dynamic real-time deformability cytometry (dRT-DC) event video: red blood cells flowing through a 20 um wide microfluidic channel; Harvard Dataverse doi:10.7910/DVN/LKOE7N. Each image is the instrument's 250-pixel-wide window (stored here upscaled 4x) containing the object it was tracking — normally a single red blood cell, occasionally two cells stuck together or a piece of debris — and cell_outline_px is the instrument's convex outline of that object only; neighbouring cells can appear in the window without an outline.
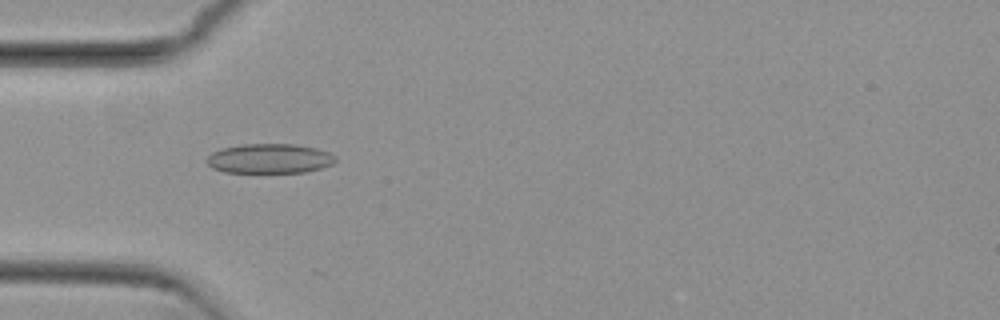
{"species": "common noctule bat (a hibernating species)", "species_latin": "Nyctalus noctula", "temperature_condition": "cold", "stored_images_in_passage": 54, "camera_frame_rate_fps": 3000, "um_per_image_px": 0.085, "animal": {"sex": "female", "body_mass_g": 29.2, "forearm_length_mm": 56.3}, "frame": {"image": 1, "passage_image": 17, "time_ms": 5.333, "image_size_px": [1000, 320], "cell_outline_px": [[336, 160], [332, 164], [320, 168], [304, 172], [224, 172], [212, 168], [204, 160], [212, 152], [220, 148], [244, 144], [296, 144], [316, 148], [328, 152], [336, 156]], "centroid_in_image_um": [22.88, 13.47], "position_along_channel_um": 62.1, "area_um2": 22.25}}
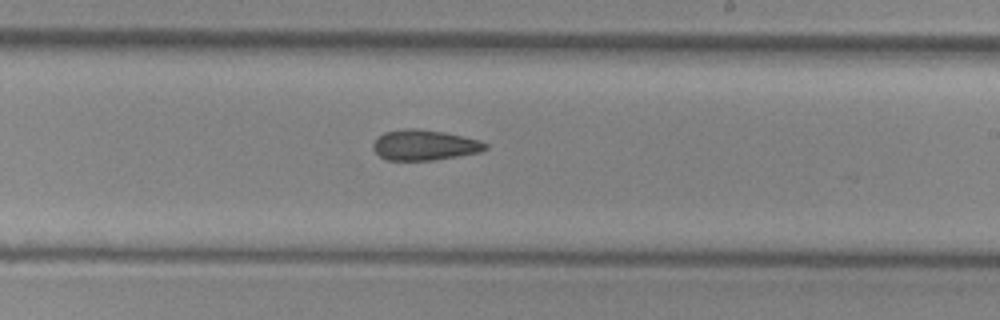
{"frame": {"image": 2, "passage_image": 32, "time_ms": 10.333, "image_size_px": [1000, 320], "cell_outline_px": [[488, 148], [480, 152], [460, 156], [432, 160], [388, 160], [380, 156], [372, 148], [372, 144], [384, 132], [400, 128], [416, 128], [444, 132], [480, 140], [488, 144]], "centroid_in_image_um": [36.09, 12.32], "position_along_channel_um": 252.9, "area_um2": 20.0}}
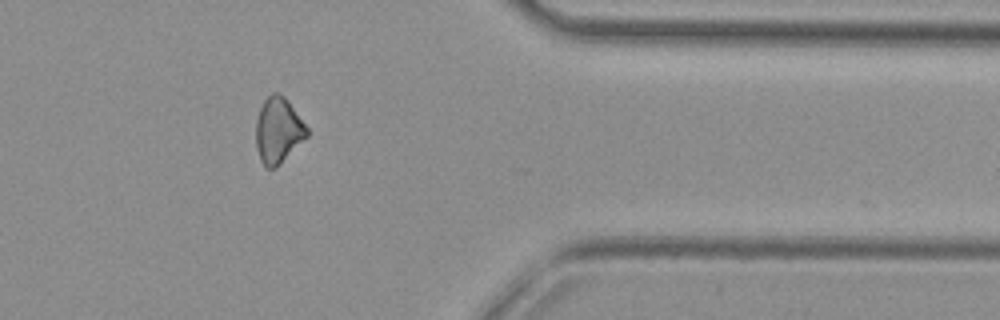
{"frame": {"image": 3, "passage_image": 44, "time_ms": 14.333, "image_size_px": [1000, 320], "cell_outline_px": [[308, 136], [276, 168], [264, 168], [260, 160], [256, 148], [256, 120], [260, 108], [264, 100], [272, 92], [280, 92], [288, 100], [308, 128]], "centroid_in_image_um": [23.64, 11.08], "position_along_channel_um": 387.8, "area_um2": 19.71}, "authors_computed_cell_mechanics": {"area_um2": 20.6346, "velocity_mm_per_s": 3.8429, "shape_relaxation_time_tau1_ms": null, "shape_relaxation_time_tau2_ms": 6.8359, "deformation_change_tau1": null, "deformation_change_tau2": 0.1347}}